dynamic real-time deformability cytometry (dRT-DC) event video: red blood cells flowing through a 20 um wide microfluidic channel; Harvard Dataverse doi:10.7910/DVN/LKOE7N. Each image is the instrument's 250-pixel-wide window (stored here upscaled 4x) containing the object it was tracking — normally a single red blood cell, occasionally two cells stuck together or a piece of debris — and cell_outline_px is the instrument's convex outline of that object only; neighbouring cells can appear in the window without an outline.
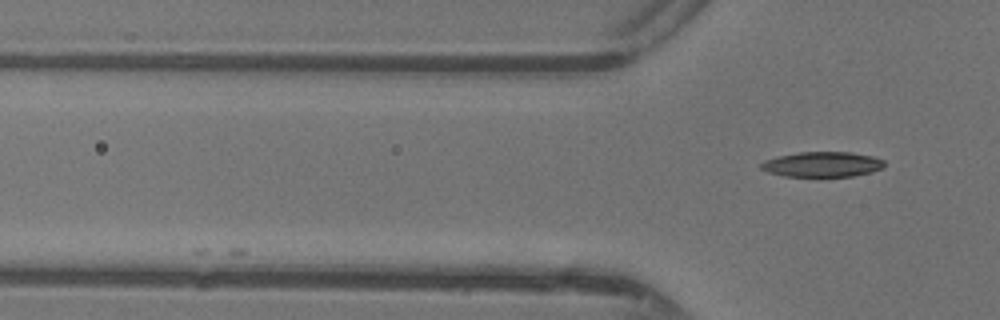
{"species": "common noctule bat (a hibernating species)", "species_latin": "Nyctalus noctula", "temperature_condition": "warm", "stored_images_in_passage": 4, "camera_frame_rate_fps": 3000, "um_per_image_px": 0.085, "animal": {"sex": "female"}, "frame": {"image": 1, "passage_image": 4, "time_ms": 1.0, "image_size_px": [1000, 320], "cell_outline_px": [[884, 168], [872, 172], [852, 176], [784, 176], [768, 172], [760, 168], [760, 164], [764, 160], [776, 156], [800, 152], [852, 152], [872, 156], [884, 160]], "centroid_in_image_um": [69.9, 13.96], "position_along_channel_um": 55.9, "area_um2": 18.15}}